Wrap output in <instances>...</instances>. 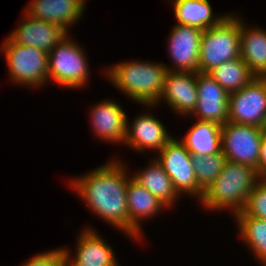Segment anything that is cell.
<instances>
[{
    "instance_id": "1",
    "label": "cell",
    "mask_w": 266,
    "mask_h": 266,
    "mask_svg": "<svg viewBox=\"0 0 266 266\" xmlns=\"http://www.w3.org/2000/svg\"><path fill=\"white\" fill-rule=\"evenodd\" d=\"M119 159H111L89 173L70 179V187L85 205L106 223L131 238L127 210V184L131 178Z\"/></svg>"
},
{
    "instance_id": "2",
    "label": "cell",
    "mask_w": 266,
    "mask_h": 266,
    "mask_svg": "<svg viewBox=\"0 0 266 266\" xmlns=\"http://www.w3.org/2000/svg\"><path fill=\"white\" fill-rule=\"evenodd\" d=\"M113 65L105 70L113 86L147 109L157 107L167 72L165 64L131 60Z\"/></svg>"
},
{
    "instance_id": "3",
    "label": "cell",
    "mask_w": 266,
    "mask_h": 266,
    "mask_svg": "<svg viewBox=\"0 0 266 266\" xmlns=\"http://www.w3.org/2000/svg\"><path fill=\"white\" fill-rule=\"evenodd\" d=\"M260 180L256 168L226 161L222 172L206 188L199 202L206 210L229 209L235 216L243 211L250 192Z\"/></svg>"
},
{
    "instance_id": "4",
    "label": "cell",
    "mask_w": 266,
    "mask_h": 266,
    "mask_svg": "<svg viewBox=\"0 0 266 266\" xmlns=\"http://www.w3.org/2000/svg\"><path fill=\"white\" fill-rule=\"evenodd\" d=\"M240 57V18L228 14L219 24L203 31L199 52V72Z\"/></svg>"
},
{
    "instance_id": "5",
    "label": "cell",
    "mask_w": 266,
    "mask_h": 266,
    "mask_svg": "<svg viewBox=\"0 0 266 266\" xmlns=\"http://www.w3.org/2000/svg\"><path fill=\"white\" fill-rule=\"evenodd\" d=\"M69 37L63 38L48 53L49 81L53 80L60 87L82 88L89 82V62L83 47Z\"/></svg>"
},
{
    "instance_id": "6",
    "label": "cell",
    "mask_w": 266,
    "mask_h": 266,
    "mask_svg": "<svg viewBox=\"0 0 266 266\" xmlns=\"http://www.w3.org/2000/svg\"><path fill=\"white\" fill-rule=\"evenodd\" d=\"M1 46L13 84L39 88L49 81L48 53L33 46L14 43L9 37Z\"/></svg>"
},
{
    "instance_id": "7",
    "label": "cell",
    "mask_w": 266,
    "mask_h": 266,
    "mask_svg": "<svg viewBox=\"0 0 266 266\" xmlns=\"http://www.w3.org/2000/svg\"><path fill=\"white\" fill-rule=\"evenodd\" d=\"M228 121L266 129V77H254L241 90L230 93Z\"/></svg>"
},
{
    "instance_id": "8",
    "label": "cell",
    "mask_w": 266,
    "mask_h": 266,
    "mask_svg": "<svg viewBox=\"0 0 266 266\" xmlns=\"http://www.w3.org/2000/svg\"><path fill=\"white\" fill-rule=\"evenodd\" d=\"M265 131V128L227 121L221 129L222 152L227 161L252 166L259 174V152Z\"/></svg>"
},
{
    "instance_id": "9",
    "label": "cell",
    "mask_w": 266,
    "mask_h": 266,
    "mask_svg": "<svg viewBox=\"0 0 266 266\" xmlns=\"http://www.w3.org/2000/svg\"><path fill=\"white\" fill-rule=\"evenodd\" d=\"M156 160L161 164L164 171L169 175L177 193L198 197L200 200L204 191L198 186L195 171L192 165V154L184 144L172 137L165 147L158 152Z\"/></svg>"
},
{
    "instance_id": "10",
    "label": "cell",
    "mask_w": 266,
    "mask_h": 266,
    "mask_svg": "<svg viewBox=\"0 0 266 266\" xmlns=\"http://www.w3.org/2000/svg\"><path fill=\"white\" fill-rule=\"evenodd\" d=\"M202 29L184 24H176L170 32L168 53L173 67L167 71L199 72V52Z\"/></svg>"
},
{
    "instance_id": "11",
    "label": "cell",
    "mask_w": 266,
    "mask_h": 266,
    "mask_svg": "<svg viewBox=\"0 0 266 266\" xmlns=\"http://www.w3.org/2000/svg\"><path fill=\"white\" fill-rule=\"evenodd\" d=\"M197 106L191 115L196 120L224 125L228 121L229 93L208 73H196Z\"/></svg>"
},
{
    "instance_id": "12",
    "label": "cell",
    "mask_w": 266,
    "mask_h": 266,
    "mask_svg": "<svg viewBox=\"0 0 266 266\" xmlns=\"http://www.w3.org/2000/svg\"><path fill=\"white\" fill-rule=\"evenodd\" d=\"M162 100L177 114L191 116L197 106V81L195 72L167 71L164 87L157 105Z\"/></svg>"
},
{
    "instance_id": "13",
    "label": "cell",
    "mask_w": 266,
    "mask_h": 266,
    "mask_svg": "<svg viewBox=\"0 0 266 266\" xmlns=\"http://www.w3.org/2000/svg\"><path fill=\"white\" fill-rule=\"evenodd\" d=\"M24 13V17L21 18L16 30L8 36L14 43L33 46L49 53L63 38L69 35L65 29L58 25Z\"/></svg>"
},
{
    "instance_id": "14",
    "label": "cell",
    "mask_w": 266,
    "mask_h": 266,
    "mask_svg": "<svg viewBox=\"0 0 266 266\" xmlns=\"http://www.w3.org/2000/svg\"><path fill=\"white\" fill-rule=\"evenodd\" d=\"M126 127V137L123 144L140 152L151 150L161 151L167 142L172 138L167 132L163 122L152 114L144 113L139 115Z\"/></svg>"
},
{
    "instance_id": "15",
    "label": "cell",
    "mask_w": 266,
    "mask_h": 266,
    "mask_svg": "<svg viewBox=\"0 0 266 266\" xmlns=\"http://www.w3.org/2000/svg\"><path fill=\"white\" fill-rule=\"evenodd\" d=\"M90 112L94 135L109 143L123 144L126 137L127 115L114 100H104L93 105Z\"/></svg>"
},
{
    "instance_id": "16",
    "label": "cell",
    "mask_w": 266,
    "mask_h": 266,
    "mask_svg": "<svg viewBox=\"0 0 266 266\" xmlns=\"http://www.w3.org/2000/svg\"><path fill=\"white\" fill-rule=\"evenodd\" d=\"M84 0H31L26 13L42 21L58 25L69 31L74 23L83 16Z\"/></svg>"
},
{
    "instance_id": "17",
    "label": "cell",
    "mask_w": 266,
    "mask_h": 266,
    "mask_svg": "<svg viewBox=\"0 0 266 266\" xmlns=\"http://www.w3.org/2000/svg\"><path fill=\"white\" fill-rule=\"evenodd\" d=\"M169 208L159 199L152 195L146 188L140 186L132 178L127 184V210L129 222L131 223V237L141 240V220L153 218L162 209ZM161 210V211H160Z\"/></svg>"
},
{
    "instance_id": "18",
    "label": "cell",
    "mask_w": 266,
    "mask_h": 266,
    "mask_svg": "<svg viewBox=\"0 0 266 266\" xmlns=\"http://www.w3.org/2000/svg\"><path fill=\"white\" fill-rule=\"evenodd\" d=\"M73 259L85 266H120L108 242L94 228L81 230ZM108 243V244H107Z\"/></svg>"
},
{
    "instance_id": "19",
    "label": "cell",
    "mask_w": 266,
    "mask_h": 266,
    "mask_svg": "<svg viewBox=\"0 0 266 266\" xmlns=\"http://www.w3.org/2000/svg\"><path fill=\"white\" fill-rule=\"evenodd\" d=\"M240 57L255 76L266 77V30L261 27L247 28L241 18Z\"/></svg>"
},
{
    "instance_id": "20",
    "label": "cell",
    "mask_w": 266,
    "mask_h": 266,
    "mask_svg": "<svg viewBox=\"0 0 266 266\" xmlns=\"http://www.w3.org/2000/svg\"><path fill=\"white\" fill-rule=\"evenodd\" d=\"M152 159L146 168L136 172L131 178L167 207H172L176 203L175 201L180 198V195L174 189L172 180L161 164L154 157Z\"/></svg>"
},
{
    "instance_id": "21",
    "label": "cell",
    "mask_w": 266,
    "mask_h": 266,
    "mask_svg": "<svg viewBox=\"0 0 266 266\" xmlns=\"http://www.w3.org/2000/svg\"><path fill=\"white\" fill-rule=\"evenodd\" d=\"M221 129L218 123L197 120L180 141L192 155L218 153L222 149Z\"/></svg>"
},
{
    "instance_id": "22",
    "label": "cell",
    "mask_w": 266,
    "mask_h": 266,
    "mask_svg": "<svg viewBox=\"0 0 266 266\" xmlns=\"http://www.w3.org/2000/svg\"><path fill=\"white\" fill-rule=\"evenodd\" d=\"M178 24L198 27L202 30L219 24L228 14L213 16L209 0H170Z\"/></svg>"
},
{
    "instance_id": "23",
    "label": "cell",
    "mask_w": 266,
    "mask_h": 266,
    "mask_svg": "<svg viewBox=\"0 0 266 266\" xmlns=\"http://www.w3.org/2000/svg\"><path fill=\"white\" fill-rule=\"evenodd\" d=\"M240 238L248 249L266 266V220L249 215H235Z\"/></svg>"
},
{
    "instance_id": "24",
    "label": "cell",
    "mask_w": 266,
    "mask_h": 266,
    "mask_svg": "<svg viewBox=\"0 0 266 266\" xmlns=\"http://www.w3.org/2000/svg\"><path fill=\"white\" fill-rule=\"evenodd\" d=\"M208 74L229 94L241 90L256 77L241 57L220 64Z\"/></svg>"
},
{
    "instance_id": "25",
    "label": "cell",
    "mask_w": 266,
    "mask_h": 266,
    "mask_svg": "<svg viewBox=\"0 0 266 266\" xmlns=\"http://www.w3.org/2000/svg\"><path fill=\"white\" fill-rule=\"evenodd\" d=\"M198 186L205 191L222 172L227 161L222 149L218 153L206 156H191Z\"/></svg>"
},
{
    "instance_id": "26",
    "label": "cell",
    "mask_w": 266,
    "mask_h": 266,
    "mask_svg": "<svg viewBox=\"0 0 266 266\" xmlns=\"http://www.w3.org/2000/svg\"><path fill=\"white\" fill-rule=\"evenodd\" d=\"M236 215H249L266 220V179H261L250 192L242 212Z\"/></svg>"
},
{
    "instance_id": "27",
    "label": "cell",
    "mask_w": 266,
    "mask_h": 266,
    "mask_svg": "<svg viewBox=\"0 0 266 266\" xmlns=\"http://www.w3.org/2000/svg\"><path fill=\"white\" fill-rule=\"evenodd\" d=\"M64 259L65 248L62 247L36 254L20 266H64Z\"/></svg>"
},
{
    "instance_id": "28",
    "label": "cell",
    "mask_w": 266,
    "mask_h": 266,
    "mask_svg": "<svg viewBox=\"0 0 266 266\" xmlns=\"http://www.w3.org/2000/svg\"><path fill=\"white\" fill-rule=\"evenodd\" d=\"M259 176L261 179H266V131L260 145L259 152Z\"/></svg>"
},
{
    "instance_id": "29",
    "label": "cell",
    "mask_w": 266,
    "mask_h": 266,
    "mask_svg": "<svg viewBox=\"0 0 266 266\" xmlns=\"http://www.w3.org/2000/svg\"><path fill=\"white\" fill-rule=\"evenodd\" d=\"M65 248V259H64V266H85L79 262H76L72 257H71V251H68L66 247Z\"/></svg>"
}]
</instances>
